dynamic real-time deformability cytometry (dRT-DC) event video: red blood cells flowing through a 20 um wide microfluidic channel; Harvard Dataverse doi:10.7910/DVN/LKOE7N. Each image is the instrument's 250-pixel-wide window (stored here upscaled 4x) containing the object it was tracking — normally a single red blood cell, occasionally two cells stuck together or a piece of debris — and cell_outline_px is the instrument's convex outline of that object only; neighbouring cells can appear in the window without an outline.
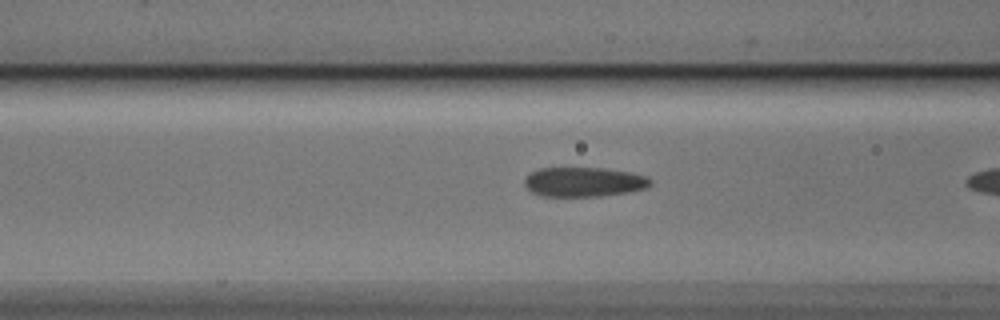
{"species": "Egyptian fruit bat (a non-hibernating species)", "species_latin": "Rousettus aegyptiacus", "temperature_condition": "cold", "stored_images_in_passage": 5, "camera_frame_rate_fps": 3000, "um_per_image_px": 0.085, "animal": {"sex": "male"}, "frame": {"image": 1, "passage_image": 4, "time_ms": 1.0, "image_size_px": [1000, 320], "cell_outline_px": [[652, 184], [648, 188], [628, 192], [600, 196], [540, 196], [532, 192], [524, 184], [524, 180], [532, 172], [540, 168], [600, 168], [632, 172], [648, 176], [652, 180]], "centroid_in_image_um": [49.68, 15.47], "position_along_channel_um": 116.9, "area_um2": 21.73}}